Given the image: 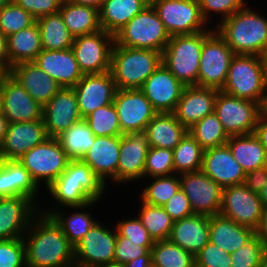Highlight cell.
I'll list each match as a JSON object with an SVG mask.
<instances>
[{
    "label": "cell",
    "mask_w": 267,
    "mask_h": 267,
    "mask_svg": "<svg viewBox=\"0 0 267 267\" xmlns=\"http://www.w3.org/2000/svg\"><path fill=\"white\" fill-rule=\"evenodd\" d=\"M81 119L77 96L73 88L62 87L43 106L42 120L49 137H58Z\"/></svg>",
    "instance_id": "7402d4cb"
},
{
    "label": "cell",
    "mask_w": 267,
    "mask_h": 267,
    "mask_svg": "<svg viewBox=\"0 0 267 267\" xmlns=\"http://www.w3.org/2000/svg\"><path fill=\"white\" fill-rule=\"evenodd\" d=\"M107 191L110 190L88 164L81 159L70 160L60 176L43 190L45 194L42 196L49 198L50 195L49 201L52 199L53 205L49 202L48 206H40L39 212L50 216L61 208L81 207L93 201L104 202Z\"/></svg>",
    "instance_id": "6da1fadb"
},
{
    "label": "cell",
    "mask_w": 267,
    "mask_h": 267,
    "mask_svg": "<svg viewBox=\"0 0 267 267\" xmlns=\"http://www.w3.org/2000/svg\"><path fill=\"white\" fill-rule=\"evenodd\" d=\"M48 138L43 120L9 123L0 146V157L4 160H18Z\"/></svg>",
    "instance_id": "cb8c5ba5"
},
{
    "label": "cell",
    "mask_w": 267,
    "mask_h": 267,
    "mask_svg": "<svg viewBox=\"0 0 267 267\" xmlns=\"http://www.w3.org/2000/svg\"><path fill=\"white\" fill-rule=\"evenodd\" d=\"M263 209L264 206L259 194L249 190L245 184L223 188L220 214L232 219L238 225L256 231L261 221Z\"/></svg>",
    "instance_id": "5bb4252c"
},
{
    "label": "cell",
    "mask_w": 267,
    "mask_h": 267,
    "mask_svg": "<svg viewBox=\"0 0 267 267\" xmlns=\"http://www.w3.org/2000/svg\"><path fill=\"white\" fill-rule=\"evenodd\" d=\"M262 57V61H263V65L266 71V75H267V48L264 50L263 54L261 55Z\"/></svg>",
    "instance_id": "a7ac6f4b"
},
{
    "label": "cell",
    "mask_w": 267,
    "mask_h": 267,
    "mask_svg": "<svg viewBox=\"0 0 267 267\" xmlns=\"http://www.w3.org/2000/svg\"><path fill=\"white\" fill-rule=\"evenodd\" d=\"M155 242H134L117 234L114 263L125 265L152 249Z\"/></svg>",
    "instance_id": "f907efd6"
},
{
    "label": "cell",
    "mask_w": 267,
    "mask_h": 267,
    "mask_svg": "<svg viewBox=\"0 0 267 267\" xmlns=\"http://www.w3.org/2000/svg\"><path fill=\"white\" fill-rule=\"evenodd\" d=\"M234 55L232 49L214 30L203 41L199 60L198 86L222 90Z\"/></svg>",
    "instance_id": "7c38bea8"
},
{
    "label": "cell",
    "mask_w": 267,
    "mask_h": 267,
    "mask_svg": "<svg viewBox=\"0 0 267 267\" xmlns=\"http://www.w3.org/2000/svg\"><path fill=\"white\" fill-rule=\"evenodd\" d=\"M218 89L185 86L177 103L174 115L189 129L193 124L214 112Z\"/></svg>",
    "instance_id": "4316f807"
},
{
    "label": "cell",
    "mask_w": 267,
    "mask_h": 267,
    "mask_svg": "<svg viewBox=\"0 0 267 267\" xmlns=\"http://www.w3.org/2000/svg\"><path fill=\"white\" fill-rule=\"evenodd\" d=\"M8 72L0 65V82Z\"/></svg>",
    "instance_id": "8c879c8a"
},
{
    "label": "cell",
    "mask_w": 267,
    "mask_h": 267,
    "mask_svg": "<svg viewBox=\"0 0 267 267\" xmlns=\"http://www.w3.org/2000/svg\"><path fill=\"white\" fill-rule=\"evenodd\" d=\"M12 0H0V9L5 6L8 5Z\"/></svg>",
    "instance_id": "753ad0ef"
},
{
    "label": "cell",
    "mask_w": 267,
    "mask_h": 267,
    "mask_svg": "<svg viewBox=\"0 0 267 267\" xmlns=\"http://www.w3.org/2000/svg\"><path fill=\"white\" fill-rule=\"evenodd\" d=\"M99 267H125V265L112 263V264H106V265L99 266Z\"/></svg>",
    "instance_id": "2644e50d"
},
{
    "label": "cell",
    "mask_w": 267,
    "mask_h": 267,
    "mask_svg": "<svg viewBox=\"0 0 267 267\" xmlns=\"http://www.w3.org/2000/svg\"><path fill=\"white\" fill-rule=\"evenodd\" d=\"M8 124H9L8 119L3 115V113H0V146L5 138Z\"/></svg>",
    "instance_id": "e7e4bbea"
},
{
    "label": "cell",
    "mask_w": 267,
    "mask_h": 267,
    "mask_svg": "<svg viewBox=\"0 0 267 267\" xmlns=\"http://www.w3.org/2000/svg\"><path fill=\"white\" fill-rule=\"evenodd\" d=\"M0 267H27L23 237L0 240Z\"/></svg>",
    "instance_id": "816d5d0a"
},
{
    "label": "cell",
    "mask_w": 267,
    "mask_h": 267,
    "mask_svg": "<svg viewBox=\"0 0 267 267\" xmlns=\"http://www.w3.org/2000/svg\"><path fill=\"white\" fill-rule=\"evenodd\" d=\"M259 197L262 200L263 206L267 207V184L264 186V188L260 192Z\"/></svg>",
    "instance_id": "03108f58"
},
{
    "label": "cell",
    "mask_w": 267,
    "mask_h": 267,
    "mask_svg": "<svg viewBox=\"0 0 267 267\" xmlns=\"http://www.w3.org/2000/svg\"><path fill=\"white\" fill-rule=\"evenodd\" d=\"M132 216L130 213V217L127 218L123 216V218L120 217V220L118 219L116 223L114 221L117 234L134 242H155L142 225L139 218L136 217V215L134 216V214H132Z\"/></svg>",
    "instance_id": "f5cc1de1"
},
{
    "label": "cell",
    "mask_w": 267,
    "mask_h": 267,
    "mask_svg": "<svg viewBox=\"0 0 267 267\" xmlns=\"http://www.w3.org/2000/svg\"><path fill=\"white\" fill-rule=\"evenodd\" d=\"M265 251L261 239L255 234L245 245L230 254L231 267H259Z\"/></svg>",
    "instance_id": "681fc988"
},
{
    "label": "cell",
    "mask_w": 267,
    "mask_h": 267,
    "mask_svg": "<svg viewBox=\"0 0 267 267\" xmlns=\"http://www.w3.org/2000/svg\"><path fill=\"white\" fill-rule=\"evenodd\" d=\"M162 207L174 221L194 215L189 199L181 188Z\"/></svg>",
    "instance_id": "9f6ffc18"
},
{
    "label": "cell",
    "mask_w": 267,
    "mask_h": 267,
    "mask_svg": "<svg viewBox=\"0 0 267 267\" xmlns=\"http://www.w3.org/2000/svg\"><path fill=\"white\" fill-rule=\"evenodd\" d=\"M151 260L154 267H195V257L169 240L155 241Z\"/></svg>",
    "instance_id": "7bdbcfd3"
},
{
    "label": "cell",
    "mask_w": 267,
    "mask_h": 267,
    "mask_svg": "<svg viewBox=\"0 0 267 267\" xmlns=\"http://www.w3.org/2000/svg\"><path fill=\"white\" fill-rule=\"evenodd\" d=\"M175 174L172 149L150 147L147 151L143 178L170 176Z\"/></svg>",
    "instance_id": "bcb514c9"
},
{
    "label": "cell",
    "mask_w": 267,
    "mask_h": 267,
    "mask_svg": "<svg viewBox=\"0 0 267 267\" xmlns=\"http://www.w3.org/2000/svg\"><path fill=\"white\" fill-rule=\"evenodd\" d=\"M137 200L135 202H139L140 208L136 216L149 232L152 239L154 241L168 240L174 224L171 216L161 206L146 204L139 198Z\"/></svg>",
    "instance_id": "60d3db41"
},
{
    "label": "cell",
    "mask_w": 267,
    "mask_h": 267,
    "mask_svg": "<svg viewBox=\"0 0 267 267\" xmlns=\"http://www.w3.org/2000/svg\"><path fill=\"white\" fill-rule=\"evenodd\" d=\"M33 62L63 88H73L84 75L71 49H43Z\"/></svg>",
    "instance_id": "83f0119b"
},
{
    "label": "cell",
    "mask_w": 267,
    "mask_h": 267,
    "mask_svg": "<svg viewBox=\"0 0 267 267\" xmlns=\"http://www.w3.org/2000/svg\"><path fill=\"white\" fill-rule=\"evenodd\" d=\"M255 233L261 239L264 249L267 250V207H264L259 227Z\"/></svg>",
    "instance_id": "94428289"
},
{
    "label": "cell",
    "mask_w": 267,
    "mask_h": 267,
    "mask_svg": "<svg viewBox=\"0 0 267 267\" xmlns=\"http://www.w3.org/2000/svg\"><path fill=\"white\" fill-rule=\"evenodd\" d=\"M180 188L188 197L194 214H220L223 188L201 170L180 174Z\"/></svg>",
    "instance_id": "2e32d148"
},
{
    "label": "cell",
    "mask_w": 267,
    "mask_h": 267,
    "mask_svg": "<svg viewBox=\"0 0 267 267\" xmlns=\"http://www.w3.org/2000/svg\"><path fill=\"white\" fill-rule=\"evenodd\" d=\"M8 74L42 107L62 88L33 61L21 62L12 66Z\"/></svg>",
    "instance_id": "f1b7e54d"
},
{
    "label": "cell",
    "mask_w": 267,
    "mask_h": 267,
    "mask_svg": "<svg viewBox=\"0 0 267 267\" xmlns=\"http://www.w3.org/2000/svg\"><path fill=\"white\" fill-rule=\"evenodd\" d=\"M34 18L58 13L63 0H12Z\"/></svg>",
    "instance_id": "11a10c76"
},
{
    "label": "cell",
    "mask_w": 267,
    "mask_h": 267,
    "mask_svg": "<svg viewBox=\"0 0 267 267\" xmlns=\"http://www.w3.org/2000/svg\"><path fill=\"white\" fill-rule=\"evenodd\" d=\"M0 113H2V95L0 90Z\"/></svg>",
    "instance_id": "34e18365"
},
{
    "label": "cell",
    "mask_w": 267,
    "mask_h": 267,
    "mask_svg": "<svg viewBox=\"0 0 267 267\" xmlns=\"http://www.w3.org/2000/svg\"><path fill=\"white\" fill-rule=\"evenodd\" d=\"M259 267H267V250L262 254L261 263Z\"/></svg>",
    "instance_id": "003e7915"
},
{
    "label": "cell",
    "mask_w": 267,
    "mask_h": 267,
    "mask_svg": "<svg viewBox=\"0 0 267 267\" xmlns=\"http://www.w3.org/2000/svg\"><path fill=\"white\" fill-rule=\"evenodd\" d=\"M35 22L36 18L13 1L0 9V32L6 37L33 25Z\"/></svg>",
    "instance_id": "c3c4849f"
},
{
    "label": "cell",
    "mask_w": 267,
    "mask_h": 267,
    "mask_svg": "<svg viewBox=\"0 0 267 267\" xmlns=\"http://www.w3.org/2000/svg\"><path fill=\"white\" fill-rule=\"evenodd\" d=\"M73 4L91 6L100 9L105 0H67Z\"/></svg>",
    "instance_id": "be15d7a7"
},
{
    "label": "cell",
    "mask_w": 267,
    "mask_h": 267,
    "mask_svg": "<svg viewBox=\"0 0 267 267\" xmlns=\"http://www.w3.org/2000/svg\"><path fill=\"white\" fill-rule=\"evenodd\" d=\"M262 113L267 117V95L264 100V104L262 106Z\"/></svg>",
    "instance_id": "89a4df30"
},
{
    "label": "cell",
    "mask_w": 267,
    "mask_h": 267,
    "mask_svg": "<svg viewBox=\"0 0 267 267\" xmlns=\"http://www.w3.org/2000/svg\"><path fill=\"white\" fill-rule=\"evenodd\" d=\"M170 36L214 31L203 19L198 0H150Z\"/></svg>",
    "instance_id": "9c48e42d"
},
{
    "label": "cell",
    "mask_w": 267,
    "mask_h": 267,
    "mask_svg": "<svg viewBox=\"0 0 267 267\" xmlns=\"http://www.w3.org/2000/svg\"><path fill=\"white\" fill-rule=\"evenodd\" d=\"M38 213L39 206L28 197L0 198V240L22 238Z\"/></svg>",
    "instance_id": "44dd1931"
},
{
    "label": "cell",
    "mask_w": 267,
    "mask_h": 267,
    "mask_svg": "<svg viewBox=\"0 0 267 267\" xmlns=\"http://www.w3.org/2000/svg\"><path fill=\"white\" fill-rule=\"evenodd\" d=\"M230 254L208 242L195 256V267H231Z\"/></svg>",
    "instance_id": "db71d44e"
},
{
    "label": "cell",
    "mask_w": 267,
    "mask_h": 267,
    "mask_svg": "<svg viewBox=\"0 0 267 267\" xmlns=\"http://www.w3.org/2000/svg\"><path fill=\"white\" fill-rule=\"evenodd\" d=\"M84 119L95 136L122 135L119 117L113 103L96 109Z\"/></svg>",
    "instance_id": "f6af8a7d"
},
{
    "label": "cell",
    "mask_w": 267,
    "mask_h": 267,
    "mask_svg": "<svg viewBox=\"0 0 267 267\" xmlns=\"http://www.w3.org/2000/svg\"><path fill=\"white\" fill-rule=\"evenodd\" d=\"M150 147L174 149L186 135L188 129L182 125L173 112L157 113L144 131Z\"/></svg>",
    "instance_id": "d6a6232c"
},
{
    "label": "cell",
    "mask_w": 267,
    "mask_h": 267,
    "mask_svg": "<svg viewBox=\"0 0 267 267\" xmlns=\"http://www.w3.org/2000/svg\"><path fill=\"white\" fill-rule=\"evenodd\" d=\"M255 234L253 229L238 225L221 214L209 217V242L229 254L240 249Z\"/></svg>",
    "instance_id": "1f68e13d"
},
{
    "label": "cell",
    "mask_w": 267,
    "mask_h": 267,
    "mask_svg": "<svg viewBox=\"0 0 267 267\" xmlns=\"http://www.w3.org/2000/svg\"><path fill=\"white\" fill-rule=\"evenodd\" d=\"M18 160L42 192L60 176L70 161L58 139L53 137L33 147Z\"/></svg>",
    "instance_id": "ba28073f"
},
{
    "label": "cell",
    "mask_w": 267,
    "mask_h": 267,
    "mask_svg": "<svg viewBox=\"0 0 267 267\" xmlns=\"http://www.w3.org/2000/svg\"><path fill=\"white\" fill-rule=\"evenodd\" d=\"M162 63V52L130 48L114 42L110 73L117 89H140Z\"/></svg>",
    "instance_id": "277c9868"
},
{
    "label": "cell",
    "mask_w": 267,
    "mask_h": 267,
    "mask_svg": "<svg viewBox=\"0 0 267 267\" xmlns=\"http://www.w3.org/2000/svg\"><path fill=\"white\" fill-rule=\"evenodd\" d=\"M254 134L260 140L267 152V117L263 113L259 116Z\"/></svg>",
    "instance_id": "680465c9"
},
{
    "label": "cell",
    "mask_w": 267,
    "mask_h": 267,
    "mask_svg": "<svg viewBox=\"0 0 267 267\" xmlns=\"http://www.w3.org/2000/svg\"><path fill=\"white\" fill-rule=\"evenodd\" d=\"M116 239L113 223L108 225L106 220H98L75 246L74 267H99L114 263Z\"/></svg>",
    "instance_id": "30bf717a"
},
{
    "label": "cell",
    "mask_w": 267,
    "mask_h": 267,
    "mask_svg": "<svg viewBox=\"0 0 267 267\" xmlns=\"http://www.w3.org/2000/svg\"><path fill=\"white\" fill-rule=\"evenodd\" d=\"M99 202L100 201H93L81 207L61 208V209L55 210L50 216L61 227L63 233L68 238V240L74 246H76L77 243L86 235L89 229L98 220H100L99 217L96 219L93 211L91 212V210H93L94 208L95 209L99 208L95 206V205L99 206L100 204H102Z\"/></svg>",
    "instance_id": "4dcf8cb0"
},
{
    "label": "cell",
    "mask_w": 267,
    "mask_h": 267,
    "mask_svg": "<svg viewBox=\"0 0 267 267\" xmlns=\"http://www.w3.org/2000/svg\"><path fill=\"white\" fill-rule=\"evenodd\" d=\"M9 70L21 62H32L43 50L37 22L7 37Z\"/></svg>",
    "instance_id": "d590c367"
},
{
    "label": "cell",
    "mask_w": 267,
    "mask_h": 267,
    "mask_svg": "<svg viewBox=\"0 0 267 267\" xmlns=\"http://www.w3.org/2000/svg\"><path fill=\"white\" fill-rule=\"evenodd\" d=\"M119 136H96L93 145L82 157V161L90 166L102 182L117 188V165L119 161ZM109 183V184H108Z\"/></svg>",
    "instance_id": "603a6c76"
},
{
    "label": "cell",
    "mask_w": 267,
    "mask_h": 267,
    "mask_svg": "<svg viewBox=\"0 0 267 267\" xmlns=\"http://www.w3.org/2000/svg\"><path fill=\"white\" fill-rule=\"evenodd\" d=\"M23 241L27 267H74L75 246L51 216L39 212Z\"/></svg>",
    "instance_id": "7a4b0ae2"
},
{
    "label": "cell",
    "mask_w": 267,
    "mask_h": 267,
    "mask_svg": "<svg viewBox=\"0 0 267 267\" xmlns=\"http://www.w3.org/2000/svg\"><path fill=\"white\" fill-rule=\"evenodd\" d=\"M188 132L204 150L224 145L229 138L214 112L193 124Z\"/></svg>",
    "instance_id": "ee69618b"
},
{
    "label": "cell",
    "mask_w": 267,
    "mask_h": 267,
    "mask_svg": "<svg viewBox=\"0 0 267 267\" xmlns=\"http://www.w3.org/2000/svg\"><path fill=\"white\" fill-rule=\"evenodd\" d=\"M73 89L82 118L100 107L112 104L117 90L110 71L101 74H84Z\"/></svg>",
    "instance_id": "ffe728a7"
},
{
    "label": "cell",
    "mask_w": 267,
    "mask_h": 267,
    "mask_svg": "<svg viewBox=\"0 0 267 267\" xmlns=\"http://www.w3.org/2000/svg\"><path fill=\"white\" fill-rule=\"evenodd\" d=\"M244 184L252 192L260 194L267 184V165L246 173Z\"/></svg>",
    "instance_id": "6f0895ef"
},
{
    "label": "cell",
    "mask_w": 267,
    "mask_h": 267,
    "mask_svg": "<svg viewBox=\"0 0 267 267\" xmlns=\"http://www.w3.org/2000/svg\"><path fill=\"white\" fill-rule=\"evenodd\" d=\"M170 37L156 10L150 4L114 35V41L124 47L163 53Z\"/></svg>",
    "instance_id": "52a82bcc"
},
{
    "label": "cell",
    "mask_w": 267,
    "mask_h": 267,
    "mask_svg": "<svg viewBox=\"0 0 267 267\" xmlns=\"http://www.w3.org/2000/svg\"><path fill=\"white\" fill-rule=\"evenodd\" d=\"M253 9L247 5L213 27L234 54L261 56L267 48V15Z\"/></svg>",
    "instance_id": "3957f363"
},
{
    "label": "cell",
    "mask_w": 267,
    "mask_h": 267,
    "mask_svg": "<svg viewBox=\"0 0 267 267\" xmlns=\"http://www.w3.org/2000/svg\"><path fill=\"white\" fill-rule=\"evenodd\" d=\"M95 135L84 118L56 137L70 160H79L93 145Z\"/></svg>",
    "instance_id": "ab89813d"
},
{
    "label": "cell",
    "mask_w": 267,
    "mask_h": 267,
    "mask_svg": "<svg viewBox=\"0 0 267 267\" xmlns=\"http://www.w3.org/2000/svg\"><path fill=\"white\" fill-rule=\"evenodd\" d=\"M214 113L228 136L254 133L262 106L218 90Z\"/></svg>",
    "instance_id": "8fae6325"
},
{
    "label": "cell",
    "mask_w": 267,
    "mask_h": 267,
    "mask_svg": "<svg viewBox=\"0 0 267 267\" xmlns=\"http://www.w3.org/2000/svg\"><path fill=\"white\" fill-rule=\"evenodd\" d=\"M148 5L150 0H105L99 9L102 30L115 35Z\"/></svg>",
    "instance_id": "836d02e7"
},
{
    "label": "cell",
    "mask_w": 267,
    "mask_h": 267,
    "mask_svg": "<svg viewBox=\"0 0 267 267\" xmlns=\"http://www.w3.org/2000/svg\"><path fill=\"white\" fill-rule=\"evenodd\" d=\"M222 91L263 106L267 95V75L262 57L235 54L231 59Z\"/></svg>",
    "instance_id": "5b68a950"
},
{
    "label": "cell",
    "mask_w": 267,
    "mask_h": 267,
    "mask_svg": "<svg viewBox=\"0 0 267 267\" xmlns=\"http://www.w3.org/2000/svg\"><path fill=\"white\" fill-rule=\"evenodd\" d=\"M172 151L175 174L201 170L204 149L189 132Z\"/></svg>",
    "instance_id": "b9f144b4"
},
{
    "label": "cell",
    "mask_w": 267,
    "mask_h": 267,
    "mask_svg": "<svg viewBox=\"0 0 267 267\" xmlns=\"http://www.w3.org/2000/svg\"><path fill=\"white\" fill-rule=\"evenodd\" d=\"M151 250H149L145 255L136 258L125 264V267H151Z\"/></svg>",
    "instance_id": "6125c7cd"
},
{
    "label": "cell",
    "mask_w": 267,
    "mask_h": 267,
    "mask_svg": "<svg viewBox=\"0 0 267 267\" xmlns=\"http://www.w3.org/2000/svg\"><path fill=\"white\" fill-rule=\"evenodd\" d=\"M226 144L245 173L267 165V152L254 133L229 136Z\"/></svg>",
    "instance_id": "e575fe53"
},
{
    "label": "cell",
    "mask_w": 267,
    "mask_h": 267,
    "mask_svg": "<svg viewBox=\"0 0 267 267\" xmlns=\"http://www.w3.org/2000/svg\"><path fill=\"white\" fill-rule=\"evenodd\" d=\"M2 113L9 123L42 120L43 107L8 73L0 82Z\"/></svg>",
    "instance_id": "ac0fdd59"
},
{
    "label": "cell",
    "mask_w": 267,
    "mask_h": 267,
    "mask_svg": "<svg viewBox=\"0 0 267 267\" xmlns=\"http://www.w3.org/2000/svg\"><path fill=\"white\" fill-rule=\"evenodd\" d=\"M114 35L104 30L74 37L71 50L83 74L110 71Z\"/></svg>",
    "instance_id": "4fadbf2b"
},
{
    "label": "cell",
    "mask_w": 267,
    "mask_h": 267,
    "mask_svg": "<svg viewBox=\"0 0 267 267\" xmlns=\"http://www.w3.org/2000/svg\"><path fill=\"white\" fill-rule=\"evenodd\" d=\"M65 25L74 36L101 31L99 9L63 0L59 10Z\"/></svg>",
    "instance_id": "8d00e7d4"
},
{
    "label": "cell",
    "mask_w": 267,
    "mask_h": 267,
    "mask_svg": "<svg viewBox=\"0 0 267 267\" xmlns=\"http://www.w3.org/2000/svg\"><path fill=\"white\" fill-rule=\"evenodd\" d=\"M149 141L145 132L123 134L120 142L117 165V188L131 183L136 185L143 180L144 166L149 150ZM136 182V183H135Z\"/></svg>",
    "instance_id": "e0dca14e"
},
{
    "label": "cell",
    "mask_w": 267,
    "mask_h": 267,
    "mask_svg": "<svg viewBox=\"0 0 267 267\" xmlns=\"http://www.w3.org/2000/svg\"><path fill=\"white\" fill-rule=\"evenodd\" d=\"M201 171L222 188L244 184L246 175L227 144L204 150Z\"/></svg>",
    "instance_id": "d4e9b609"
},
{
    "label": "cell",
    "mask_w": 267,
    "mask_h": 267,
    "mask_svg": "<svg viewBox=\"0 0 267 267\" xmlns=\"http://www.w3.org/2000/svg\"><path fill=\"white\" fill-rule=\"evenodd\" d=\"M168 240L195 257L209 242V216L194 214L174 221Z\"/></svg>",
    "instance_id": "f546056e"
},
{
    "label": "cell",
    "mask_w": 267,
    "mask_h": 267,
    "mask_svg": "<svg viewBox=\"0 0 267 267\" xmlns=\"http://www.w3.org/2000/svg\"><path fill=\"white\" fill-rule=\"evenodd\" d=\"M200 12L203 19L210 27L216 25L215 21H220L230 17L236 11L246 7L249 3L248 0H198ZM248 1V2H247ZM216 16L218 19H214ZM213 21V23H212ZM214 24V25H213Z\"/></svg>",
    "instance_id": "7dc6e473"
},
{
    "label": "cell",
    "mask_w": 267,
    "mask_h": 267,
    "mask_svg": "<svg viewBox=\"0 0 267 267\" xmlns=\"http://www.w3.org/2000/svg\"><path fill=\"white\" fill-rule=\"evenodd\" d=\"M139 185L143 188L141 190L139 186L137 197L142 202L162 207L180 189V176L179 174H173L170 176L143 178Z\"/></svg>",
    "instance_id": "f35d334b"
},
{
    "label": "cell",
    "mask_w": 267,
    "mask_h": 267,
    "mask_svg": "<svg viewBox=\"0 0 267 267\" xmlns=\"http://www.w3.org/2000/svg\"><path fill=\"white\" fill-rule=\"evenodd\" d=\"M0 65L8 72L9 71V56L7 37L0 32Z\"/></svg>",
    "instance_id": "91938a15"
},
{
    "label": "cell",
    "mask_w": 267,
    "mask_h": 267,
    "mask_svg": "<svg viewBox=\"0 0 267 267\" xmlns=\"http://www.w3.org/2000/svg\"><path fill=\"white\" fill-rule=\"evenodd\" d=\"M212 32L202 31L193 35L170 37L162 53V62L184 86H198L203 41Z\"/></svg>",
    "instance_id": "8992f818"
},
{
    "label": "cell",
    "mask_w": 267,
    "mask_h": 267,
    "mask_svg": "<svg viewBox=\"0 0 267 267\" xmlns=\"http://www.w3.org/2000/svg\"><path fill=\"white\" fill-rule=\"evenodd\" d=\"M41 36L42 49H71L74 36L64 23L60 12L42 16L36 19Z\"/></svg>",
    "instance_id": "74e56055"
},
{
    "label": "cell",
    "mask_w": 267,
    "mask_h": 267,
    "mask_svg": "<svg viewBox=\"0 0 267 267\" xmlns=\"http://www.w3.org/2000/svg\"><path fill=\"white\" fill-rule=\"evenodd\" d=\"M185 86L162 62L140 90L158 112H174Z\"/></svg>",
    "instance_id": "d6986e66"
},
{
    "label": "cell",
    "mask_w": 267,
    "mask_h": 267,
    "mask_svg": "<svg viewBox=\"0 0 267 267\" xmlns=\"http://www.w3.org/2000/svg\"><path fill=\"white\" fill-rule=\"evenodd\" d=\"M113 105L119 117L122 135L144 132L158 113L140 89H117Z\"/></svg>",
    "instance_id": "9a60e30c"
},
{
    "label": "cell",
    "mask_w": 267,
    "mask_h": 267,
    "mask_svg": "<svg viewBox=\"0 0 267 267\" xmlns=\"http://www.w3.org/2000/svg\"><path fill=\"white\" fill-rule=\"evenodd\" d=\"M41 190L19 160H1L0 198L25 196L32 199L40 207L45 204L40 202V198L48 199L41 196L43 194Z\"/></svg>",
    "instance_id": "484cf974"
}]
</instances>
